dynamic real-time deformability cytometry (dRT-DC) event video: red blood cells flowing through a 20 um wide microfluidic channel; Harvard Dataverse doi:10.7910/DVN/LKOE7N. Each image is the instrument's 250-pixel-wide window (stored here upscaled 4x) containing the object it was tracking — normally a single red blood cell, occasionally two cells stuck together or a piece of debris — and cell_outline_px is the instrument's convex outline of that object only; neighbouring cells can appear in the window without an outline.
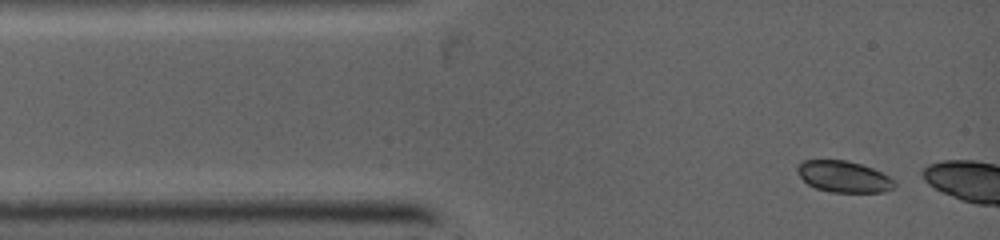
{"species": "common noctule bat (a hibernating species)", "species_latin": "Nyctalus noctula", "temperature_condition": "warm", "stored_images_in_passage": 3, "camera_frame_rate_fps": 5000, "um_per_image_px": 0.085, "animal": {"sex": "female", "body_mass_g": 19.0, "forearm_length_mm": 53.3}, "frame": {"image": 1, "passage_image": 1, "time_ms": 0.0, "image_size_px": [1000, 240], "cell_outline_px": [[896, 184], [892, 188], [884, 192], [832, 192], [816, 188], [808, 184], [800, 176], [796, 168], [804, 160], [844, 160], [860, 164], [872, 168], [888, 176]], "centroid_in_image_um": [71.7, 15.02], "position_along_channel_um": 13.3, "area_um2": 17.46}}